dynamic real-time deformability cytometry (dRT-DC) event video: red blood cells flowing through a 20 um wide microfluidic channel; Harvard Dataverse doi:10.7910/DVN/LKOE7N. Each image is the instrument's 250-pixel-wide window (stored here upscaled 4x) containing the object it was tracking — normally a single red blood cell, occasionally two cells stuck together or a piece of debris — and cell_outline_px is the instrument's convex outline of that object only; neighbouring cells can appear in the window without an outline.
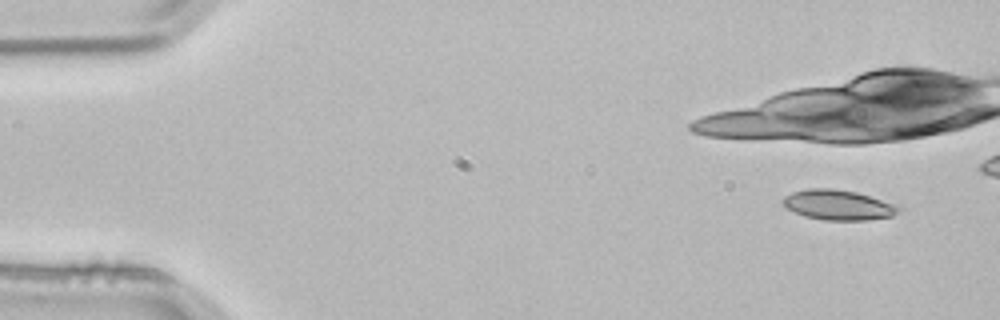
{"species": "common noctule bat (a hibernating species)", "species_latin": "Nyctalus noctula", "temperature_condition": "room temperature", "stored_images_in_passage": 3, "camera_frame_rate_fps": 3000, "um_per_image_px": 0.085, "animal": {"sex": "male", "body_mass_g": 21.5, "forearm_length_mm": 52.0}, "frame": {"image": 1, "passage_image": 1, "time_ms": 0.0, "image_size_px": [1000, 320], "cell_outline_px": [[904, 208], [900, 212], [892, 216], [868, 220], [824, 220], [804, 216], [788, 208], [780, 200], [784, 196], [792, 192], [808, 188], [832, 188], [856, 192]], "centroid_in_image_um": [71.23, 17.42], "position_along_channel_um": 13.8, "area_um2": 20.17}}